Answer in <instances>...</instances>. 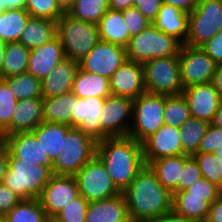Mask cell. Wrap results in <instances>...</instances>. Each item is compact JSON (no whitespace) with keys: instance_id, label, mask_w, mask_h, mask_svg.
Listing matches in <instances>:
<instances>
[{"instance_id":"cell-1","label":"cell","mask_w":222,"mask_h":222,"mask_svg":"<svg viewBox=\"0 0 222 222\" xmlns=\"http://www.w3.org/2000/svg\"><path fill=\"white\" fill-rule=\"evenodd\" d=\"M122 193L132 222H145L172 210L173 194L160 184L148 165L143 166Z\"/></svg>"},{"instance_id":"cell-2","label":"cell","mask_w":222,"mask_h":222,"mask_svg":"<svg viewBox=\"0 0 222 222\" xmlns=\"http://www.w3.org/2000/svg\"><path fill=\"white\" fill-rule=\"evenodd\" d=\"M96 157L121 193L145 166L142 143L129 136L105 138L97 142Z\"/></svg>"},{"instance_id":"cell-3","label":"cell","mask_w":222,"mask_h":222,"mask_svg":"<svg viewBox=\"0 0 222 222\" xmlns=\"http://www.w3.org/2000/svg\"><path fill=\"white\" fill-rule=\"evenodd\" d=\"M56 36L66 58L80 61L99 42L98 26L76 19L65 12L57 20Z\"/></svg>"},{"instance_id":"cell-4","label":"cell","mask_w":222,"mask_h":222,"mask_svg":"<svg viewBox=\"0 0 222 222\" xmlns=\"http://www.w3.org/2000/svg\"><path fill=\"white\" fill-rule=\"evenodd\" d=\"M52 175L48 166L20 162V158H8L3 183L20 198L33 199L41 196Z\"/></svg>"},{"instance_id":"cell-5","label":"cell","mask_w":222,"mask_h":222,"mask_svg":"<svg viewBox=\"0 0 222 222\" xmlns=\"http://www.w3.org/2000/svg\"><path fill=\"white\" fill-rule=\"evenodd\" d=\"M181 46L177 39L159 31L150 23L130 38L126 47L127 59L143 64L151 59L179 55Z\"/></svg>"},{"instance_id":"cell-6","label":"cell","mask_w":222,"mask_h":222,"mask_svg":"<svg viewBox=\"0 0 222 222\" xmlns=\"http://www.w3.org/2000/svg\"><path fill=\"white\" fill-rule=\"evenodd\" d=\"M97 142L76 127L65 135L64 151L58 154L51 166L53 175L74 176L96 156Z\"/></svg>"},{"instance_id":"cell-7","label":"cell","mask_w":222,"mask_h":222,"mask_svg":"<svg viewBox=\"0 0 222 222\" xmlns=\"http://www.w3.org/2000/svg\"><path fill=\"white\" fill-rule=\"evenodd\" d=\"M143 69L147 93L159 95L182 93L179 55L148 60L143 63Z\"/></svg>"},{"instance_id":"cell-8","label":"cell","mask_w":222,"mask_h":222,"mask_svg":"<svg viewBox=\"0 0 222 222\" xmlns=\"http://www.w3.org/2000/svg\"><path fill=\"white\" fill-rule=\"evenodd\" d=\"M222 30V0H200L189 13L185 44L201 47Z\"/></svg>"},{"instance_id":"cell-9","label":"cell","mask_w":222,"mask_h":222,"mask_svg":"<svg viewBox=\"0 0 222 222\" xmlns=\"http://www.w3.org/2000/svg\"><path fill=\"white\" fill-rule=\"evenodd\" d=\"M165 95L145 92L133 102V118L129 131L132 137L142 143L147 137L155 133L163 124Z\"/></svg>"},{"instance_id":"cell-10","label":"cell","mask_w":222,"mask_h":222,"mask_svg":"<svg viewBox=\"0 0 222 222\" xmlns=\"http://www.w3.org/2000/svg\"><path fill=\"white\" fill-rule=\"evenodd\" d=\"M79 195L88 202L104 200L121 194L102 162L95 156L75 175Z\"/></svg>"},{"instance_id":"cell-11","label":"cell","mask_w":222,"mask_h":222,"mask_svg":"<svg viewBox=\"0 0 222 222\" xmlns=\"http://www.w3.org/2000/svg\"><path fill=\"white\" fill-rule=\"evenodd\" d=\"M134 100L110 95L105 98L100 122V141L126 137L132 125Z\"/></svg>"},{"instance_id":"cell-12","label":"cell","mask_w":222,"mask_h":222,"mask_svg":"<svg viewBox=\"0 0 222 222\" xmlns=\"http://www.w3.org/2000/svg\"><path fill=\"white\" fill-rule=\"evenodd\" d=\"M216 66V62L201 47L181 46L179 68L183 89L211 82Z\"/></svg>"},{"instance_id":"cell-13","label":"cell","mask_w":222,"mask_h":222,"mask_svg":"<svg viewBox=\"0 0 222 222\" xmlns=\"http://www.w3.org/2000/svg\"><path fill=\"white\" fill-rule=\"evenodd\" d=\"M127 60L126 48L99 42L79 61V67L89 73L110 79L112 74Z\"/></svg>"},{"instance_id":"cell-14","label":"cell","mask_w":222,"mask_h":222,"mask_svg":"<svg viewBox=\"0 0 222 222\" xmlns=\"http://www.w3.org/2000/svg\"><path fill=\"white\" fill-rule=\"evenodd\" d=\"M79 195L74 176L52 175L38 198L47 216H56Z\"/></svg>"},{"instance_id":"cell-15","label":"cell","mask_w":222,"mask_h":222,"mask_svg":"<svg viewBox=\"0 0 222 222\" xmlns=\"http://www.w3.org/2000/svg\"><path fill=\"white\" fill-rule=\"evenodd\" d=\"M145 165L163 157L182 155L180 128L163 124L142 142Z\"/></svg>"},{"instance_id":"cell-16","label":"cell","mask_w":222,"mask_h":222,"mask_svg":"<svg viewBox=\"0 0 222 222\" xmlns=\"http://www.w3.org/2000/svg\"><path fill=\"white\" fill-rule=\"evenodd\" d=\"M113 96L135 100L146 92L143 64L126 60L109 79Z\"/></svg>"},{"instance_id":"cell-17","label":"cell","mask_w":222,"mask_h":222,"mask_svg":"<svg viewBox=\"0 0 222 222\" xmlns=\"http://www.w3.org/2000/svg\"><path fill=\"white\" fill-rule=\"evenodd\" d=\"M105 98H79L74 95L71 127H76L96 142L100 141V122Z\"/></svg>"},{"instance_id":"cell-18","label":"cell","mask_w":222,"mask_h":222,"mask_svg":"<svg viewBox=\"0 0 222 222\" xmlns=\"http://www.w3.org/2000/svg\"><path fill=\"white\" fill-rule=\"evenodd\" d=\"M193 118L211 123L217 112L221 98L212 83L196 84L182 91Z\"/></svg>"},{"instance_id":"cell-19","label":"cell","mask_w":222,"mask_h":222,"mask_svg":"<svg viewBox=\"0 0 222 222\" xmlns=\"http://www.w3.org/2000/svg\"><path fill=\"white\" fill-rule=\"evenodd\" d=\"M8 158H20V162H29L48 166L51 169L47 153H44L39 141L32 132H20L5 137Z\"/></svg>"},{"instance_id":"cell-20","label":"cell","mask_w":222,"mask_h":222,"mask_svg":"<svg viewBox=\"0 0 222 222\" xmlns=\"http://www.w3.org/2000/svg\"><path fill=\"white\" fill-rule=\"evenodd\" d=\"M64 58L62 44L56 36L50 42L30 50L27 72L42 80Z\"/></svg>"},{"instance_id":"cell-21","label":"cell","mask_w":222,"mask_h":222,"mask_svg":"<svg viewBox=\"0 0 222 222\" xmlns=\"http://www.w3.org/2000/svg\"><path fill=\"white\" fill-rule=\"evenodd\" d=\"M79 62L62 59L53 70L41 80L42 98H52L71 92Z\"/></svg>"},{"instance_id":"cell-22","label":"cell","mask_w":222,"mask_h":222,"mask_svg":"<svg viewBox=\"0 0 222 222\" xmlns=\"http://www.w3.org/2000/svg\"><path fill=\"white\" fill-rule=\"evenodd\" d=\"M42 122V97L18 100L11 119V125L6 129V136L20 132H32Z\"/></svg>"},{"instance_id":"cell-23","label":"cell","mask_w":222,"mask_h":222,"mask_svg":"<svg viewBox=\"0 0 222 222\" xmlns=\"http://www.w3.org/2000/svg\"><path fill=\"white\" fill-rule=\"evenodd\" d=\"M85 222H132L124 194L89 202Z\"/></svg>"},{"instance_id":"cell-24","label":"cell","mask_w":222,"mask_h":222,"mask_svg":"<svg viewBox=\"0 0 222 222\" xmlns=\"http://www.w3.org/2000/svg\"><path fill=\"white\" fill-rule=\"evenodd\" d=\"M189 13L177 7L162 3L156 19L152 24L167 35L177 39L182 45L188 34Z\"/></svg>"},{"instance_id":"cell-25","label":"cell","mask_w":222,"mask_h":222,"mask_svg":"<svg viewBox=\"0 0 222 222\" xmlns=\"http://www.w3.org/2000/svg\"><path fill=\"white\" fill-rule=\"evenodd\" d=\"M70 128L65 124L43 121L32 130L51 163L54 162L59 153L64 151L65 135Z\"/></svg>"},{"instance_id":"cell-26","label":"cell","mask_w":222,"mask_h":222,"mask_svg":"<svg viewBox=\"0 0 222 222\" xmlns=\"http://www.w3.org/2000/svg\"><path fill=\"white\" fill-rule=\"evenodd\" d=\"M188 154L163 157L151 161L148 166L155 173L160 184L172 194L179 191V179Z\"/></svg>"},{"instance_id":"cell-27","label":"cell","mask_w":222,"mask_h":222,"mask_svg":"<svg viewBox=\"0 0 222 222\" xmlns=\"http://www.w3.org/2000/svg\"><path fill=\"white\" fill-rule=\"evenodd\" d=\"M218 197H187L185 190L173 193L172 210L194 222H204L210 205Z\"/></svg>"},{"instance_id":"cell-28","label":"cell","mask_w":222,"mask_h":222,"mask_svg":"<svg viewBox=\"0 0 222 222\" xmlns=\"http://www.w3.org/2000/svg\"><path fill=\"white\" fill-rule=\"evenodd\" d=\"M97 26L101 41L127 47L131 36L123 19L122 11L108 9Z\"/></svg>"},{"instance_id":"cell-29","label":"cell","mask_w":222,"mask_h":222,"mask_svg":"<svg viewBox=\"0 0 222 222\" xmlns=\"http://www.w3.org/2000/svg\"><path fill=\"white\" fill-rule=\"evenodd\" d=\"M57 21L30 17L21 32L19 41L28 49L41 46L56 37Z\"/></svg>"},{"instance_id":"cell-30","label":"cell","mask_w":222,"mask_h":222,"mask_svg":"<svg viewBox=\"0 0 222 222\" xmlns=\"http://www.w3.org/2000/svg\"><path fill=\"white\" fill-rule=\"evenodd\" d=\"M71 92L79 98H106L112 95L108 78L86 72L80 67L76 73Z\"/></svg>"},{"instance_id":"cell-31","label":"cell","mask_w":222,"mask_h":222,"mask_svg":"<svg viewBox=\"0 0 222 222\" xmlns=\"http://www.w3.org/2000/svg\"><path fill=\"white\" fill-rule=\"evenodd\" d=\"M74 108V94L43 98V121L65 124L71 127V114Z\"/></svg>"},{"instance_id":"cell-32","label":"cell","mask_w":222,"mask_h":222,"mask_svg":"<svg viewBox=\"0 0 222 222\" xmlns=\"http://www.w3.org/2000/svg\"><path fill=\"white\" fill-rule=\"evenodd\" d=\"M30 49L20 42L6 43L1 79L27 72Z\"/></svg>"},{"instance_id":"cell-33","label":"cell","mask_w":222,"mask_h":222,"mask_svg":"<svg viewBox=\"0 0 222 222\" xmlns=\"http://www.w3.org/2000/svg\"><path fill=\"white\" fill-rule=\"evenodd\" d=\"M29 18L25 9H8L0 13V40L5 43L19 41Z\"/></svg>"},{"instance_id":"cell-34","label":"cell","mask_w":222,"mask_h":222,"mask_svg":"<svg viewBox=\"0 0 222 222\" xmlns=\"http://www.w3.org/2000/svg\"><path fill=\"white\" fill-rule=\"evenodd\" d=\"M17 100L42 97L41 80L29 72L2 78Z\"/></svg>"},{"instance_id":"cell-35","label":"cell","mask_w":222,"mask_h":222,"mask_svg":"<svg viewBox=\"0 0 222 222\" xmlns=\"http://www.w3.org/2000/svg\"><path fill=\"white\" fill-rule=\"evenodd\" d=\"M4 218L7 222H45L47 214L38 198L22 199Z\"/></svg>"},{"instance_id":"cell-36","label":"cell","mask_w":222,"mask_h":222,"mask_svg":"<svg viewBox=\"0 0 222 222\" xmlns=\"http://www.w3.org/2000/svg\"><path fill=\"white\" fill-rule=\"evenodd\" d=\"M210 123L190 117L180 128V140L182 144V154L193 155Z\"/></svg>"},{"instance_id":"cell-37","label":"cell","mask_w":222,"mask_h":222,"mask_svg":"<svg viewBox=\"0 0 222 222\" xmlns=\"http://www.w3.org/2000/svg\"><path fill=\"white\" fill-rule=\"evenodd\" d=\"M109 9V0H74L69 15L85 22L98 24Z\"/></svg>"},{"instance_id":"cell-38","label":"cell","mask_w":222,"mask_h":222,"mask_svg":"<svg viewBox=\"0 0 222 222\" xmlns=\"http://www.w3.org/2000/svg\"><path fill=\"white\" fill-rule=\"evenodd\" d=\"M190 117V110L183 93L165 95L164 124L181 128Z\"/></svg>"},{"instance_id":"cell-39","label":"cell","mask_w":222,"mask_h":222,"mask_svg":"<svg viewBox=\"0 0 222 222\" xmlns=\"http://www.w3.org/2000/svg\"><path fill=\"white\" fill-rule=\"evenodd\" d=\"M202 177L222 190V162L215 153H194Z\"/></svg>"},{"instance_id":"cell-40","label":"cell","mask_w":222,"mask_h":222,"mask_svg":"<svg viewBox=\"0 0 222 222\" xmlns=\"http://www.w3.org/2000/svg\"><path fill=\"white\" fill-rule=\"evenodd\" d=\"M25 10L30 17L57 21L65 12L57 0H27Z\"/></svg>"},{"instance_id":"cell-41","label":"cell","mask_w":222,"mask_h":222,"mask_svg":"<svg viewBox=\"0 0 222 222\" xmlns=\"http://www.w3.org/2000/svg\"><path fill=\"white\" fill-rule=\"evenodd\" d=\"M18 100L8 87L7 83L0 78V124L7 129L11 125L13 112Z\"/></svg>"},{"instance_id":"cell-42","label":"cell","mask_w":222,"mask_h":222,"mask_svg":"<svg viewBox=\"0 0 222 222\" xmlns=\"http://www.w3.org/2000/svg\"><path fill=\"white\" fill-rule=\"evenodd\" d=\"M89 202L81 195L66 205L56 216L63 222H85Z\"/></svg>"},{"instance_id":"cell-43","label":"cell","mask_w":222,"mask_h":222,"mask_svg":"<svg viewBox=\"0 0 222 222\" xmlns=\"http://www.w3.org/2000/svg\"><path fill=\"white\" fill-rule=\"evenodd\" d=\"M122 16L131 37L140 33L151 23L144 17L140 10L135 7L122 10Z\"/></svg>"},{"instance_id":"cell-44","label":"cell","mask_w":222,"mask_h":222,"mask_svg":"<svg viewBox=\"0 0 222 222\" xmlns=\"http://www.w3.org/2000/svg\"><path fill=\"white\" fill-rule=\"evenodd\" d=\"M222 146V128L208 126L196 153H215Z\"/></svg>"},{"instance_id":"cell-45","label":"cell","mask_w":222,"mask_h":222,"mask_svg":"<svg viewBox=\"0 0 222 222\" xmlns=\"http://www.w3.org/2000/svg\"><path fill=\"white\" fill-rule=\"evenodd\" d=\"M184 190L187 192V197H218L222 191L204 177L196 180Z\"/></svg>"},{"instance_id":"cell-46","label":"cell","mask_w":222,"mask_h":222,"mask_svg":"<svg viewBox=\"0 0 222 222\" xmlns=\"http://www.w3.org/2000/svg\"><path fill=\"white\" fill-rule=\"evenodd\" d=\"M202 177L197 161L190 155L184 162L181 179H179V191L186 189L196 180Z\"/></svg>"},{"instance_id":"cell-47","label":"cell","mask_w":222,"mask_h":222,"mask_svg":"<svg viewBox=\"0 0 222 222\" xmlns=\"http://www.w3.org/2000/svg\"><path fill=\"white\" fill-rule=\"evenodd\" d=\"M21 200L22 198L15 194L4 183H0V217H4Z\"/></svg>"},{"instance_id":"cell-48","label":"cell","mask_w":222,"mask_h":222,"mask_svg":"<svg viewBox=\"0 0 222 222\" xmlns=\"http://www.w3.org/2000/svg\"><path fill=\"white\" fill-rule=\"evenodd\" d=\"M162 0H134V7L151 23L156 19L161 8Z\"/></svg>"},{"instance_id":"cell-49","label":"cell","mask_w":222,"mask_h":222,"mask_svg":"<svg viewBox=\"0 0 222 222\" xmlns=\"http://www.w3.org/2000/svg\"><path fill=\"white\" fill-rule=\"evenodd\" d=\"M201 48L216 62L222 64V30L204 43Z\"/></svg>"},{"instance_id":"cell-50","label":"cell","mask_w":222,"mask_h":222,"mask_svg":"<svg viewBox=\"0 0 222 222\" xmlns=\"http://www.w3.org/2000/svg\"><path fill=\"white\" fill-rule=\"evenodd\" d=\"M204 222H222V191L218 198L210 205Z\"/></svg>"},{"instance_id":"cell-51","label":"cell","mask_w":222,"mask_h":222,"mask_svg":"<svg viewBox=\"0 0 222 222\" xmlns=\"http://www.w3.org/2000/svg\"><path fill=\"white\" fill-rule=\"evenodd\" d=\"M199 2L200 0H162V3L177 7L186 13L192 12Z\"/></svg>"},{"instance_id":"cell-52","label":"cell","mask_w":222,"mask_h":222,"mask_svg":"<svg viewBox=\"0 0 222 222\" xmlns=\"http://www.w3.org/2000/svg\"><path fill=\"white\" fill-rule=\"evenodd\" d=\"M145 222H194V221L187 219L182 215H179L175 213L173 210H171L170 212L164 215L149 219Z\"/></svg>"},{"instance_id":"cell-53","label":"cell","mask_w":222,"mask_h":222,"mask_svg":"<svg viewBox=\"0 0 222 222\" xmlns=\"http://www.w3.org/2000/svg\"><path fill=\"white\" fill-rule=\"evenodd\" d=\"M27 0H0V13L8 9H25Z\"/></svg>"},{"instance_id":"cell-54","label":"cell","mask_w":222,"mask_h":222,"mask_svg":"<svg viewBox=\"0 0 222 222\" xmlns=\"http://www.w3.org/2000/svg\"><path fill=\"white\" fill-rule=\"evenodd\" d=\"M8 168V148L4 144L0 147V183H3Z\"/></svg>"},{"instance_id":"cell-55","label":"cell","mask_w":222,"mask_h":222,"mask_svg":"<svg viewBox=\"0 0 222 222\" xmlns=\"http://www.w3.org/2000/svg\"><path fill=\"white\" fill-rule=\"evenodd\" d=\"M211 83L222 99V64L216 66Z\"/></svg>"},{"instance_id":"cell-56","label":"cell","mask_w":222,"mask_h":222,"mask_svg":"<svg viewBox=\"0 0 222 222\" xmlns=\"http://www.w3.org/2000/svg\"><path fill=\"white\" fill-rule=\"evenodd\" d=\"M134 7V0H109V9L122 11Z\"/></svg>"},{"instance_id":"cell-57","label":"cell","mask_w":222,"mask_h":222,"mask_svg":"<svg viewBox=\"0 0 222 222\" xmlns=\"http://www.w3.org/2000/svg\"><path fill=\"white\" fill-rule=\"evenodd\" d=\"M214 127L222 128V99L217 112L215 113L213 120L210 123Z\"/></svg>"},{"instance_id":"cell-58","label":"cell","mask_w":222,"mask_h":222,"mask_svg":"<svg viewBox=\"0 0 222 222\" xmlns=\"http://www.w3.org/2000/svg\"><path fill=\"white\" fill-rule=\"evenodd\" d=\"M57 3L64 12H67L72 7L74 0H57Z\"/></svg>"},{"instance_id":"cell-59","label":"cell","mask_w":222,"mask_h":222,"mask_svg":"<svg viewBox=\"0 0 222 222\" xmlns=\"http://www.w3.org/2000/svg\"><path fill=\"white\" fill-rule=\"evenodd\" d=\"M6 43L0 40V78H1V71L3 66V56L5 51Z\"/></svg>"},{"instance_id":"cell-60","label":"cell","mask_w":222,"mask_h":222,"mask_svg":"<svg viewBox=\"0 0 222 222\" xmlns=\"http://www.w3.org/2000/svg\"><path fill=\"white\" fill-rule=\"evenodd\" d=\"M45 222H63V221L59 219L57 216H47Z\"/></svg>"},{"instance_id":"cell-61","label":"cell","mask_w":222,"mask_h":222,"mask_svg":"<svg viewBox=\"0 0 222 222\" xmlns=\"http://www.w3.org/2000/svg\"><path fill=\"white\" fill-rule=\"evenodd\" d=\"M215 154L217 155V157L220 159V161L222 162V146L219 147V149L216 150Z\"/></svg>"},{"instance_id":"cell-62","label":"cell","mask_w":222,"mask_h":222,"mask_svg":"<svg viewBox=\"0 0 222 222\" xmlns=\"http://www.w3.org/2000/svg\"><path fill=\"white\" fill-rule=\"evenodd\" d=\"M0 134L5 138L6 137V129L0 124Z\"/></svg>"},{"instance_id":"cell-63","label":"cell","mask_w":222,"mask_h":222,"mask_svg":"<svg viewBox=\"0 0 222 222\" xmlns=\"http://www.w3.org/2000/svg\"><path fill=\"white\" fill-rule=\"evenodd\" d=\"M5 144V138L0 134V147Z\"/></svg>"},{"instance_id":"cell-64","label":"cell","mask_w":222,"mask_h":222,"mask_svg":"<svg viewBox=\"0 0 222 222\" xmlns=\"http://www.w3.org/2000/svg\"><path fill=\"white\" fill-rule=\"evenodd\" d=\"M0 222H7V220L4 217H0Z\"/></svg>"}]
</instances>
